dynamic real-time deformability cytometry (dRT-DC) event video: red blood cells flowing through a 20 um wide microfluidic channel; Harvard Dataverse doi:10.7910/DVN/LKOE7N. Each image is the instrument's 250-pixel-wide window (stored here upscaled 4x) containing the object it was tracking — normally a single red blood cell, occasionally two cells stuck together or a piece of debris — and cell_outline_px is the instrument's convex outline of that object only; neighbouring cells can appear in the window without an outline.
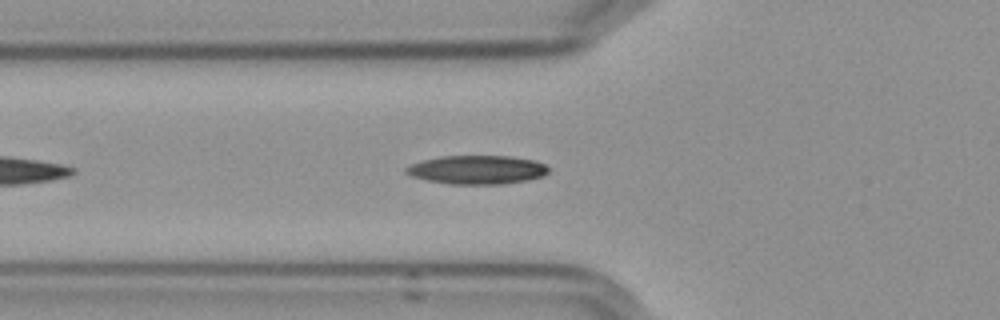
{"species": "Egyptian fruit bat (a non-hibernating species)", "species_latin": "Rousettus aegyptiacus", "temperature_condition": "cold", "stored_images_in_passage": 21, "camera_frame_rate_fps": 3000, "um_per_image_px": 0.085, "frame": {"image": 1, "passage_image": 7, "time_ms": 2.0, "image_size_px": [1000, 320], "cell_outline_px": [[548, 172], [544, 176], [528, 180], [500, 184], [448, 184], [428, 180], [412, 176], [404, 172], [404, 168], [412, 164], [424, 160], [440, 156], [512, 156], [536, 160], [544, 164], [548, 168]], "centroid_in_image_um": [40.57, 14.42], "position_along_channel_um": 85.2, "area_um2": 23.87}}
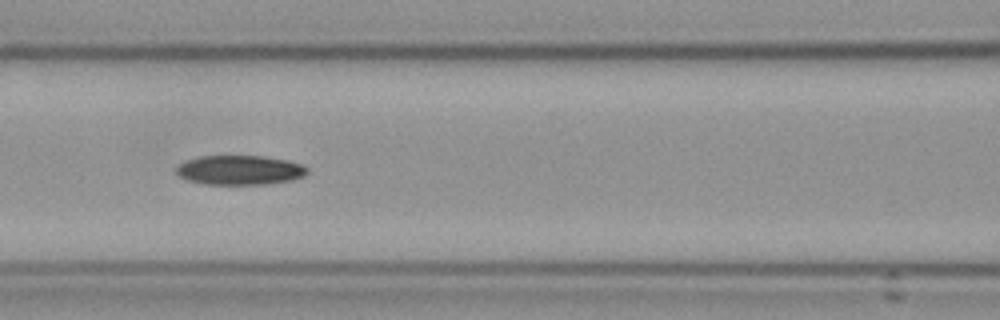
{"frame": {"image": 2, "passage_image": 12, "time_ms": 3.667, "image_size_px": [1000, 320], "cell_outline_px": [[308, 172], [304, 176], [292, 180], [264, 184], [204, 184], [188, 180], [180, 176], [176, 172], [176, 168], [180, 164], [188, 160], [200, 156], [264, 156], [288, 160], [300, 164], [308, 168]], "centroid_in_image_um": [20.4, 14.45], "position_along_channel_um": 146.2, "area_um2": 22.37}}